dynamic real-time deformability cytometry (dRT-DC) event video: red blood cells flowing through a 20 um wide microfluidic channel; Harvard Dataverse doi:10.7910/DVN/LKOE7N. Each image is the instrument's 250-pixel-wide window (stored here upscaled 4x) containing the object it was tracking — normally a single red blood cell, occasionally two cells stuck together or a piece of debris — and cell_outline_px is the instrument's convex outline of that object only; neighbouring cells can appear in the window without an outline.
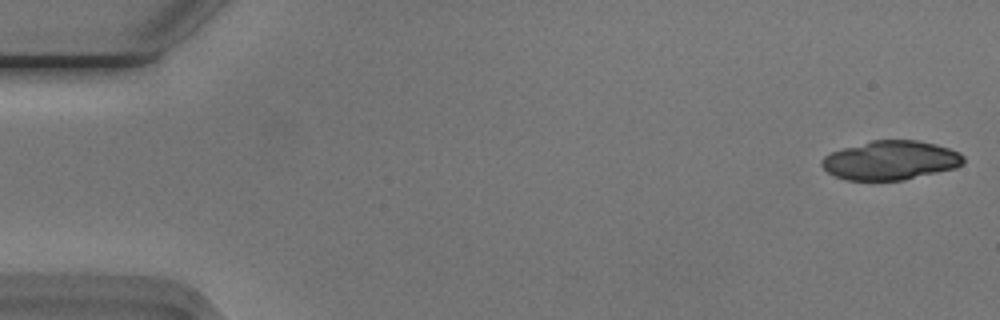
{"species": "Egyptian fruit bat (a non-hibernating species)", "species_latin": "Rousettus aegyptiacus", "temperature_condition": "cold", "stored_images_in_passage": 18, "camera_frame_rate_fps": 3000, "um_per_image_px": 0.085, "animal": {"sex": "male"}, "frame": {"image": 1, "passage_image": 1, "time_ms": 0.0, "image_size_px": [1000, 320], "cell_outline_px": [[964, 164], [956, 168], [904, 180], [848, 180], [836, 176], [828, 172], [820, 164], [820, 160], [824, 156], [832, 152], [844, 148], [872, 140], [916, 140], [936, 144], [960, 152], [964, 156]], "centroid_in_image_um": [75.73, 13.63], "position_along_channel_um": 9.3, "area_um2": 32.25}}